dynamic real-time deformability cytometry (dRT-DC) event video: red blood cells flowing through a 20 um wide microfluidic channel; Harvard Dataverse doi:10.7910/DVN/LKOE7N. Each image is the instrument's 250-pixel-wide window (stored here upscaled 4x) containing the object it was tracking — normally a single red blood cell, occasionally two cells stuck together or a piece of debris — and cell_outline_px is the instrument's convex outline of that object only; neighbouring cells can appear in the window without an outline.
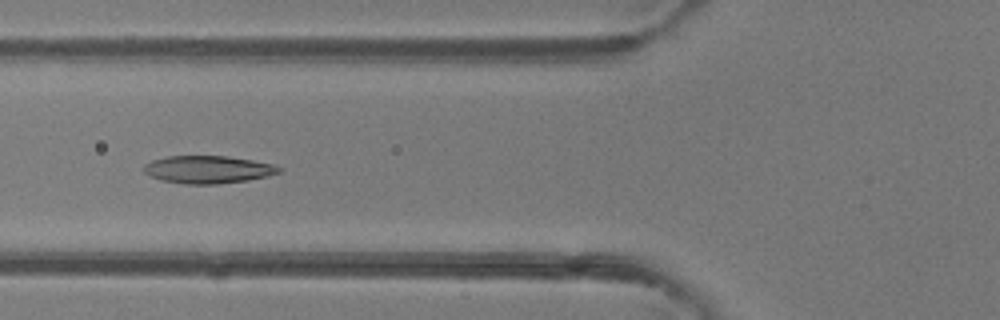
{"species": "common noctule bat (a hibernating species)", "species_latin": "Nyctalus noctula", "temperature_condition": "room temperature", "stored_images_in_passage": 6, "camera_frame_rate_fps": 3000, "um_per_image_px": 0.085, "animal": {"sex": "female"}, "frame": {"image": 1, "passage_image": 5, "time_ms": 4.667, "image_size_px": [1000, 320], "cell_outline_px": [[280, 172], [268, 176], [248, 180], [216, 184], [184, 184], [160, 180], [144, 172], [140, 168], [144, 164], [152, 160], [168, 156], [228, 156], [252, 160], [272, 164], [280, 168]], "centroid_in_image_um": [17.63, 14.41], "position_along_channel_um": 108.2, "area_um2": 21.79}}
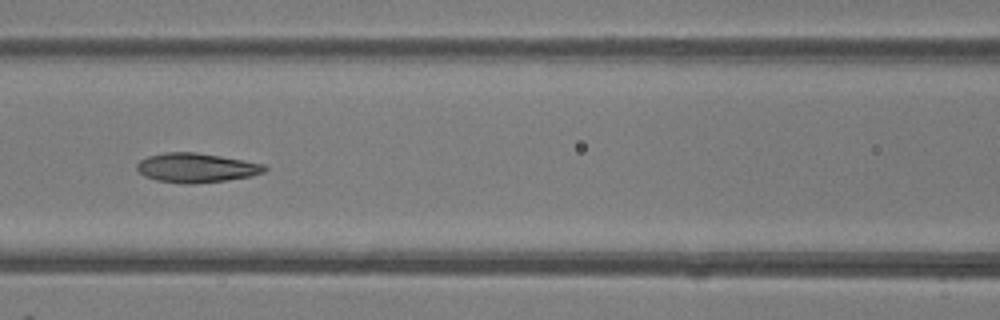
{"frame": {"image": 2, "passage_image": 6, "time_ms": 5.667, "image_size_px": [1000, 320], "cell_outline_px": [[268, 168], [264, 172], [252, 176], [228, 180], [192, 184], [184, 184], [156, 180], [144, 176], [136, 168], [136, 164], [140, 160], [148, 156], [168, 152], [196, 152], [220, 156], [264, 164]], "centroid_in_image_um": [16.68, 14.27], "position_along_channel_um": 149.9, "area_um2": 21.85}}